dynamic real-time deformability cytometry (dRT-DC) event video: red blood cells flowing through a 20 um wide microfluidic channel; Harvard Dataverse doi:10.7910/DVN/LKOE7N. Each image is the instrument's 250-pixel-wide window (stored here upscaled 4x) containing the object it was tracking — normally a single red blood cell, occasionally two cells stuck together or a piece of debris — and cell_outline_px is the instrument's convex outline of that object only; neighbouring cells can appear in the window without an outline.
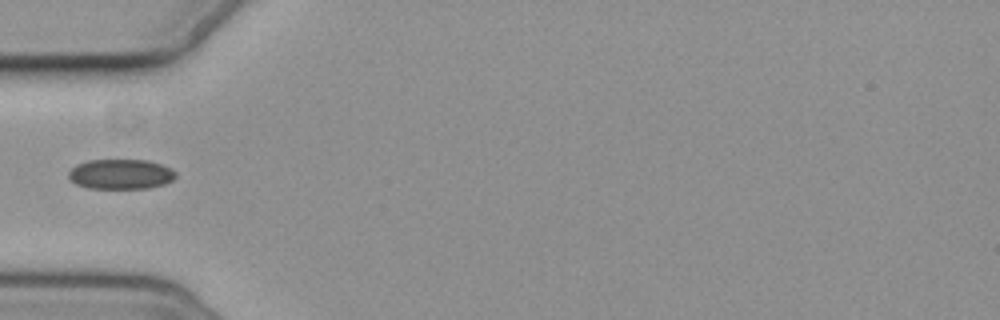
{"species": "common noctule bat (a hibernating species)", "species_latin": "Nyctalus noctula", "temperature_condition": "cold", "stored_images_in_passage": 6, "camera_frame_rate_fps": 3000, "um_per_image_px": 0.085, "animal": {"sex": "female", "body_mass_g": 19.3, "forearm_length_mm": 54.1}, "frame": {"image": 1, "passage_image": 3, "time_ms": 2.333, "image_size_px": [1000, 320], "cell_outline_px": [[176, 176], [172, 180], [164, 184], [148, 188], [88, 188], [76, 184], [68, 176], [68, 172], [76, 164], [88, 160], [148, 160], [160, 164], [176, 172]], "centroid_in_image_um": [10.24, 14.8], "position_along_channel_um": 74.8, "area_um2": 18.61}}
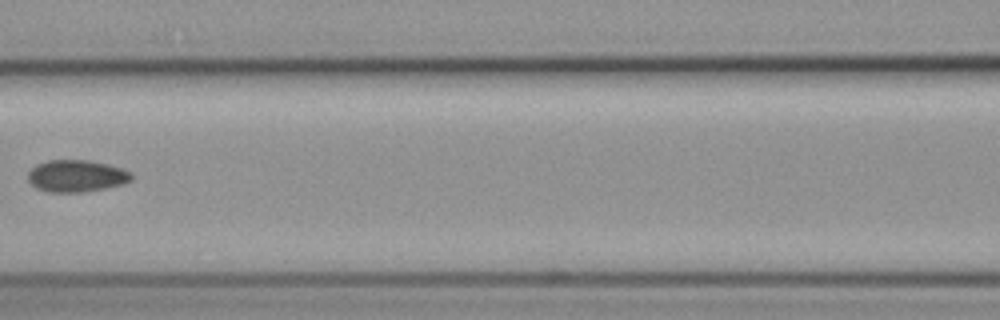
{"frame": {"image": 2, "passage_image": 5, "time_ms": 4.667, "image_size_px": [1000, 320], "cell_outline_px": [[132, 180], [124, 184], [84, 192], [48, 192], [36, 188], [28, 180], [28, 172], [36, 164], [48, 160], [88, 160], [108, 164], [124, 168], [132, 172]], "centroid_in_image_um": [6.52, 14.95], "position_along_channel_um": 160.1, "area_um2": 19.48}}
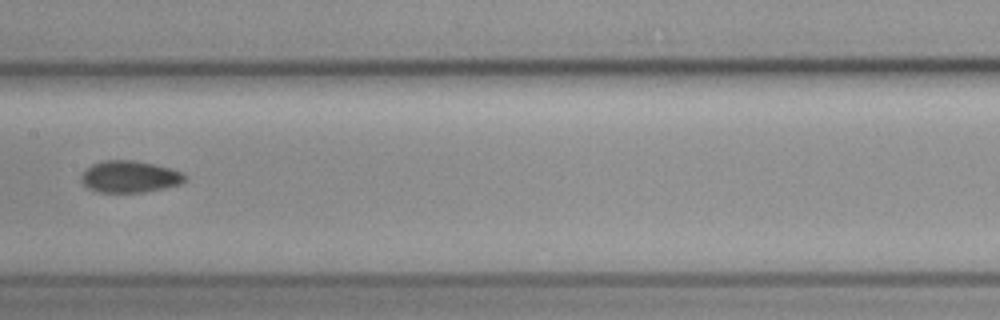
{"frame": {"image": 3, "passage_image": 6, "time_ms": 5.667, "image_size_px": [1000, 320], "cell_outline_px": [[184, 180], [180, 184], [164, 188], [144, 192], [100, 192], [88, 188], [80, 180], [84, 172], [92, 164], [104, 160], [132, 160], [156, 164], [172, 168], [184, 172]], "centroid_in_image_um": [11.05, 15.01], "position_along_channel_um": 196.4, "area_um2": 19.13}}